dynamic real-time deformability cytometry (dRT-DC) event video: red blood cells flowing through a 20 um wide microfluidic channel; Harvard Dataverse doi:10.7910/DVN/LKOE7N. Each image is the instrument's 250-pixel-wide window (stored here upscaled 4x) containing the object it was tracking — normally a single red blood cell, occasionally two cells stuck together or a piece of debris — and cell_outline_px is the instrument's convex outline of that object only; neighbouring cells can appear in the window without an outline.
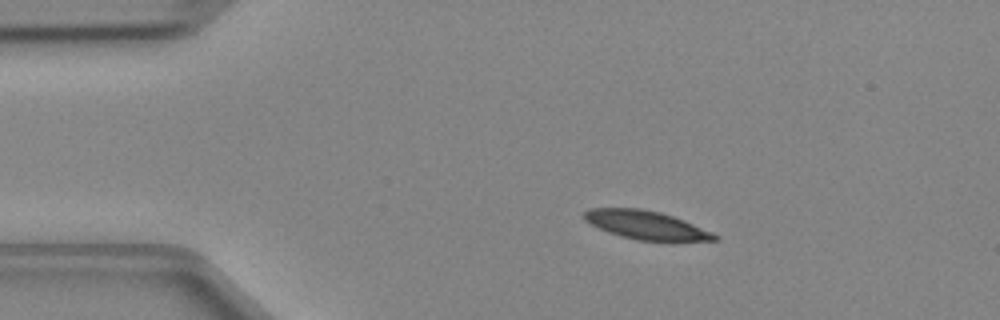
{"species": "Egyptian fruit bat (a non-hibernating species)", "species_latin": "Rousettus aegyptiacus", "temperature_condition": "cold", "stored_images_in_passage": 43, "camera_frame_rate_fps": 3000, "um_per_image_px": 0.085, "animal": {"sex": "female"}, "frame": {"image": 1, "passage_image": 4, "time_ms": 1.0, "image_size_px": [1000, 320], "cell_outline_px": [[720, 240], [636, 240], [620, 236], [608, 232], [584, 220], [584, 212], [588, 208], [640, 208], [660, 212], [672, 216], [712, 232], [720, 236]], "centroid_in_image_um": [54.88, 19.12], "position_along_channel_um": 30.1, "area_um2": 21.27}}
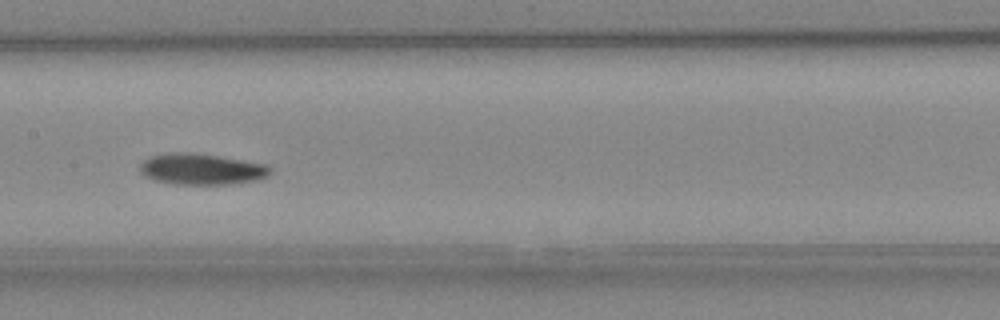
{"frame": {"image": 2, "passage_image": 19, "time_ms": 6.0, "image_size_px": [1000, 320], "cell_outline_px": [[272, 172], [268, 176], [260, 180], [232, 184], [172, 184], [156, 180], [144, 176], [140, 172], [140, 164], [148, 156], [168, 152], [188, 152], [216, 156], [268, 164], [272, 168]], "centroid_in_image_um": [17.15, 14.38], "position_along_channel_um": 190.3, "area_um2": 23.87}}
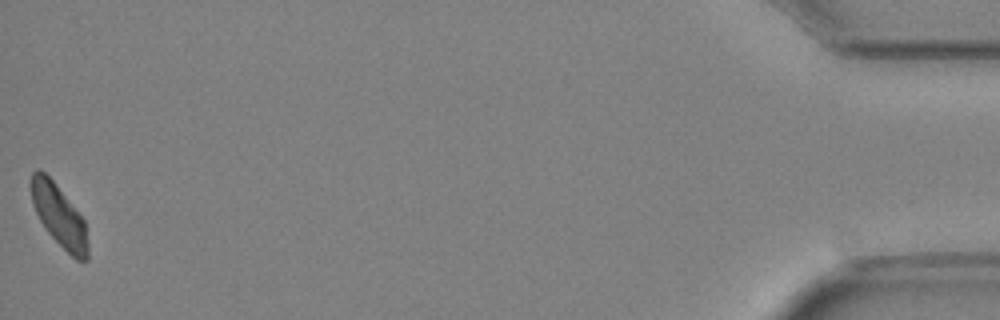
{"frame": {"image": 3, "passage_image": 43, "time_ms": 14.0, "image_size_px": [1000, 320], "cell_outline_px": [[88, 260], [76, 260], [44, 228], [32, 204], [28, 184], [32, 172], [36, 168], [44, 172], [52, 180], [84, 220], [88, 244]], "centroid_in_image_um": [4.97, 18.3], "position_along_channel_um": 430.2, "area_um2": 20.29}}